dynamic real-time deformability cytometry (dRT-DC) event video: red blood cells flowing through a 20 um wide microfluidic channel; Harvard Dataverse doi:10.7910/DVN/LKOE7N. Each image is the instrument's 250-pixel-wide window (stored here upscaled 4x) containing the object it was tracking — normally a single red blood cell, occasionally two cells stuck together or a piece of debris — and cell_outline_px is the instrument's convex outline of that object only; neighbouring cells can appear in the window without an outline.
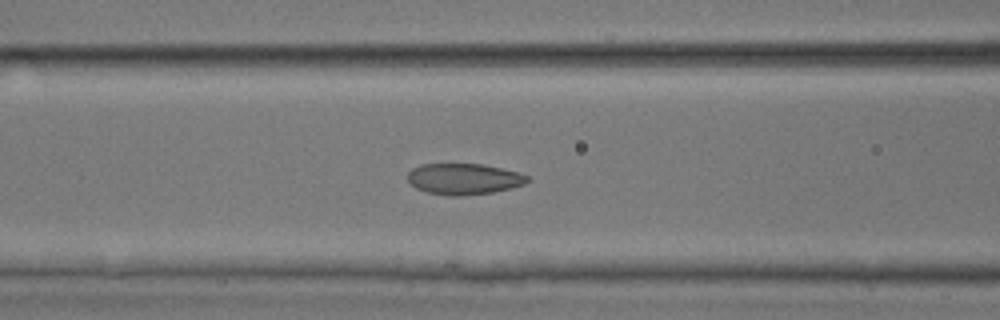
{"species": "common noctule bat (a hibernating species)", "species_latin": "Nyctalus noctula", "temperature_condition": "room temperature", "stored_images_in_passage": 21, "camera_frame_rate_fps": 3000, "um_per_image_px": 0.085, "animal": {"sex": "male", "body_mass_g": 17.9, "forearm_length_mm": 54.2}, "frame": {"image": 1, "passage_image": 9, "time_ms": 2.667, "image_size_px": [1000, 320], "cell_outline_px": [[532, 180], [524, 184], [512, 188], [492, 192], [460, 196], [448, 196], [424, 192], [408, 184], [408, 172], [412, 168], [420, 164], [480, 164], [520, 172], [528, 176]], "centroid_in_image_um": [39.41, 15.22], "position_along_channel_um": 127.2, "area_um2": 21.96}}
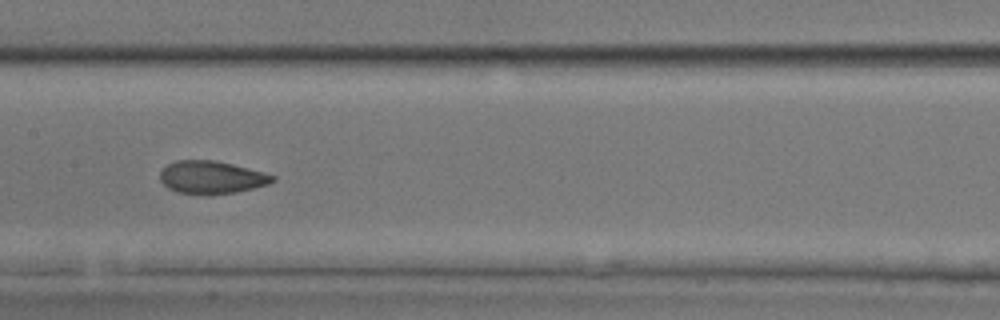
{"frame": {"image": 2, "passage_image": 13, "time_ms": 4.0, "image_size_px": [1000, 320], "cell_outline_px": [[276, 180], [268, 184], [236, 192], [200, 196], [176, 192], [168, 188], [160, 180], [160, 172], [168, 164], [176, 160], [216, 160], [264, 172], [276, 176]], "centroid_in_image_um": [17.97, 15.09], "position_along_channel_um": 189.4, "area_um2": 21.73}}
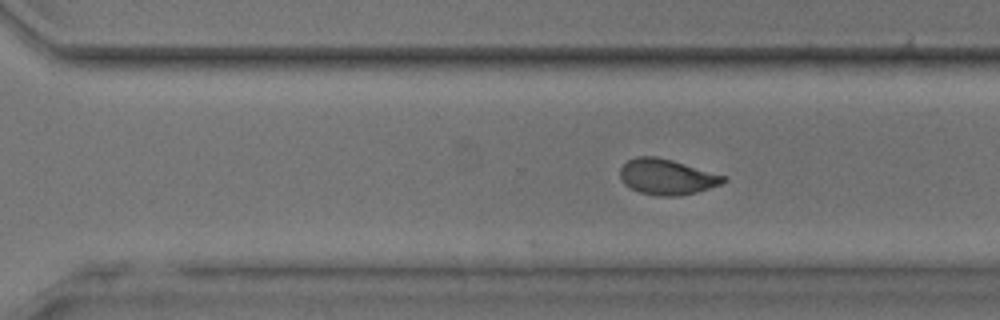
{"frame": {"image": 3, "passage_image": 21, "time_ms": 6.667, "image_size_px": [1000, 320], "cell_outline_px": [[728, 180], [720, 184], [696, 192], [680, 196], [660, 196], [640, 192], [624, 184], [620, 176], [620, 168], [628, 160], [636, 156], [656, 156], [672, 160], [728, 176]], "centroid_in_image_um": [56.7, 15.02], "position_along_channel_um": 313.9, "area_um2": 21.44}}